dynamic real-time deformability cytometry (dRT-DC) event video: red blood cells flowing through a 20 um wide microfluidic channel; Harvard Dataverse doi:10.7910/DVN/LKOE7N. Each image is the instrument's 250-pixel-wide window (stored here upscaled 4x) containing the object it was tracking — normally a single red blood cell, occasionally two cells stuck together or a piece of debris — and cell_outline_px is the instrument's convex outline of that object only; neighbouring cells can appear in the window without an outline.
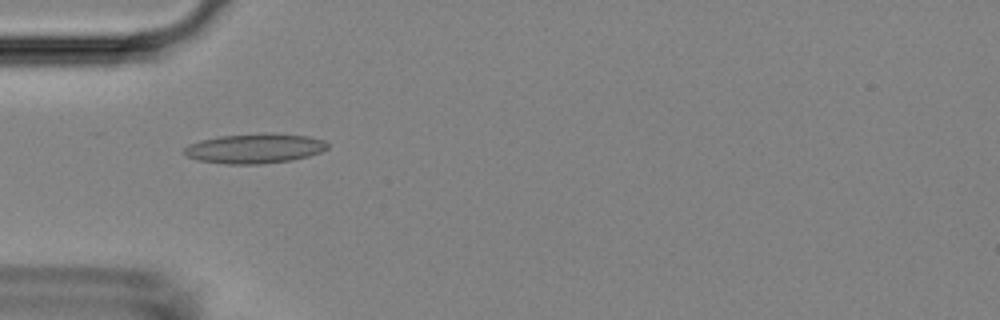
{"species": "Egyptian fruit bat (a non-hibernating species)", "species_latin": "Rousettus aegyptiacus", "temperature_condition": "room temperature", "stored_images_in_passage": 52, "camera_frame_rate_fps": 3000, "um_per_image_px": 0.085, "animal": {"sex": "female"}, "frame": {"image": 1, "passage_image": 16, "time_ms": 5.0, "image_size_px": [1000, 320], "cell_outline_px": [[328, 148], [320, 152], [308, 156], [292, 160], [260, 164], [224, 164], [196, 160], [188, 156], [184, 152], [184, 148], [188, 144], [200, 140], [220, 136], [264, 132], [272, 132], [308, 136], [324, 140], [328, 144]], "centroid_in_image_um": [21.65, 12.6], "position_along_channel_um": 63.3, "area_um2": 25.14}}
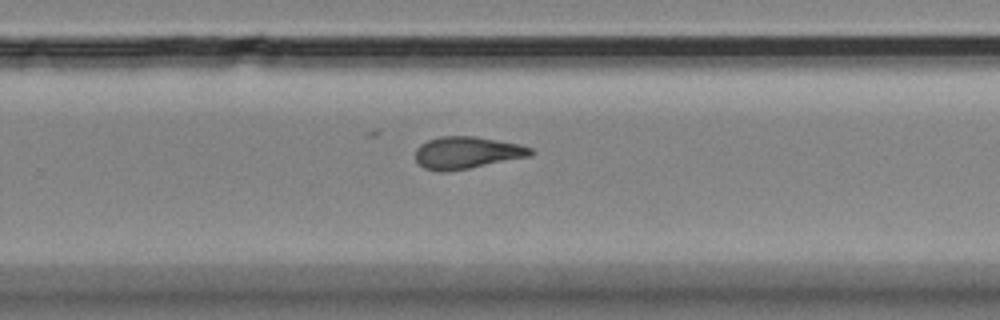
{"frame": {"image": 2, "passage_image": 34, "time_ms": 11.0, "image_size_px": [1000, 320], "cell_outline_px": [[532, 156], [448, 172], [440, 172], [424, 168], [416, 160], [416, 148], [420, 144], [428, 140], [440, 136], [476, 136], [520, 144], [532, 148]], "centroid_in_image_um": [39.68, 12.98], "position_along_channel_um": 290.1, "area_um2": 21.68}}
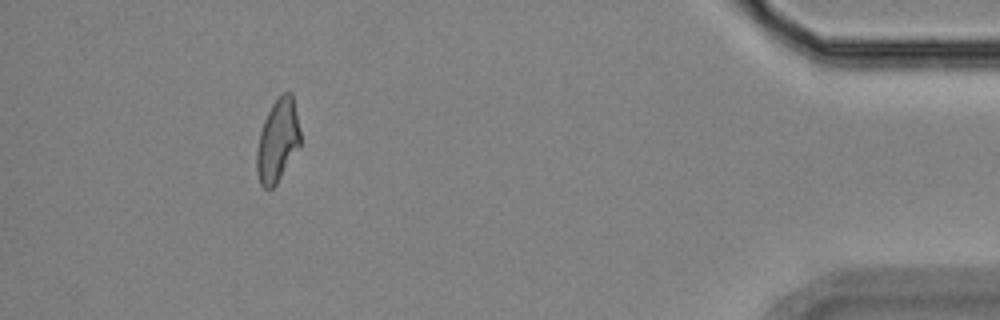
{"frame": {"image": 3, "passage_image": 48, "time_ms": 15.667, "image_size_px": [1000, 320], "cell_outline_px": [[300, 148], [276, 184], [272, 188], [264, 188], [260, 184], [256, 172], [256, 152], [260, 132], [264, 120], [272, 104], [284, 92], [292, 92], [300, 132]], "centroid_in_image_um": [23.6, 11.98], "position_along_channel_um": 411.6, "area_um2": 21.04}, "authors_computed_cell_mechanics": {"area_um2": 21.7039, "velocity_mm_per_s": 3.7897, "shape_relaxation_time_tau1_ms": null, "shape_relaxation_time_tau2_ms": 2.9971, "deformation_change_tau1": null, "deformation_change_tau2": 0.1125}}